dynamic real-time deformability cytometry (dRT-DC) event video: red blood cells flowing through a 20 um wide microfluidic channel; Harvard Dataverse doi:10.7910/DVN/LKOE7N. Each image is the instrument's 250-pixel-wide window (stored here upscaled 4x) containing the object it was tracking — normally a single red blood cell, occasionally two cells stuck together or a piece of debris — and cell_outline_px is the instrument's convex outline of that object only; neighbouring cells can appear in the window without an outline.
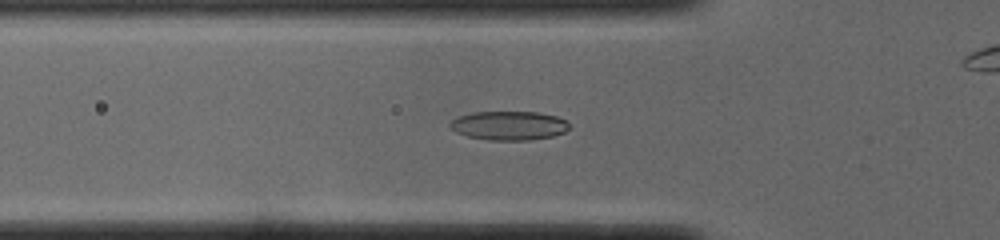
{"species": "common noctule bat (a hibernating species)", "species_latin": "Nyctalus noctula", "temperature_condition": "cold", "stored_images_in_passage": 52, "camera_frame_rate_fps": 3000, "um_per_image_px": 0.085, "animal": {"sex": "male", "body_mass_g": 19.0, "forearm_length_mm": 50.8}, "frame": {"image": 1, "passage_image": 17, "time_ms": 5.333, "image_size_px": [1000, 240], "cell_outline_px": [[568, 128], [564, 132], [552, 136], [528, 140], [488, 140], [468, 136], [456, 132], [448, 124], [456, 116], [472, 112], [536, 112], [556, 116], [564, 120], [568, 124]], "centroid_in_image_um": [43.21, 10.67], "position_along_channel_um": 82.6, "area_um2": 20.0}}
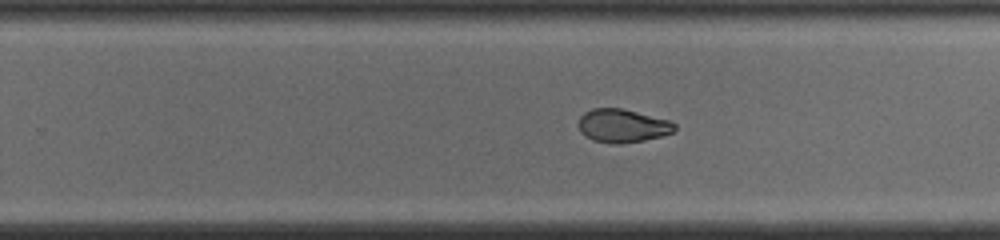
{"frame": {"image": 2, "passage_image": 32, "time_ms": 10.333, "image_size_px": [1000, 240], "cell_outline_px": [[676, 128], [672, 132], [660, 136], [644, 140], [620, 144], [612, 144], [592, 140], [584, 136], [580, 132], [580, 116], [584, 112], [592, 108], [620, 108], [672, 120], [676, 124]], "centroid_in_image_um": [52.92, 10.69], "position_along_channel_um": 276.9, "area_um2": 18.79}}
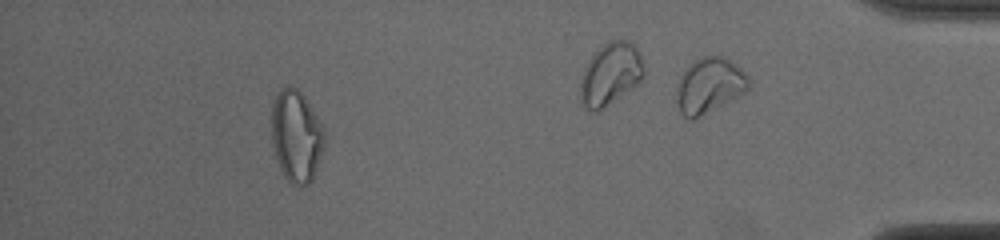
{"frame": {"image": 3, "passage_image": 47, "time_ms": 15.333, "image_size_px": [1000, 240], "cell_outline_px": [[324, 148], [312, 180], [308, 184], [300, 188], [292, 184], [284, 176], [276, 160], [272, 144], [272, 104], [276, 92], [280, 88], [288, 84], [296, 88], [304, 96], [324, 128]], "centroid_in_image_um": [25.17, 11.57], "position_along_channel_um": 410.0, "area_um2": 28.61}, "authors_computed_cell_mechanics": {"area_um2": 19.9121, "velocity_mm_per_s": 3.8901, "shape_relaxation_time_tau1_ms": 11.1164, "shape_relaxation_time_tau2_ms": 2.491, "deformation_change_tau1": 0.2551, "deformation_change_tau2": 0.0693}}